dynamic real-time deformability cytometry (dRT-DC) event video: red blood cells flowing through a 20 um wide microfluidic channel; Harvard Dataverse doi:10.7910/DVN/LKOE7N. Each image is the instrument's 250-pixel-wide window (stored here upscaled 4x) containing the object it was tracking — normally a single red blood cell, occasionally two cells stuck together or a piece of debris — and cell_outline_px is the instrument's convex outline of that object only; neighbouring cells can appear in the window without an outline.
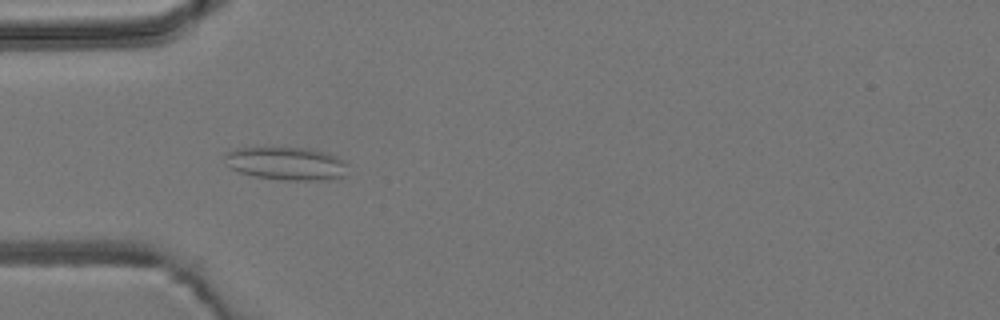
{"species": "common noctule bat (a hibernating species)", "species_latin": "Nyctalus noctula", "temperature_condition": "room temperature", "stored_images_in_passage": 3, "camera_frame_rate_fps": 3000, "um_per_image_px": 0.085, "animal": {"sex": "male", "body_mass_g": 19.2, "forearm_length_mm": 51.8}, "frame": {"image": 1, "passage_image": 3, "time_ms": 2.0, "image_size_px": [1000, 320], "cell_outline_px": [[348, 164], [344, 176], [336, 180], [280, 180], [256, 176], [240, 172], [224, 164], [224, 152], [236, 148], [308, 148], [324, 152], [336, 156], [344, 160]], "centroid_in_image_um": [24.35, 13.91], "position_along_channel_um": 60.7, "area_um2": 23.93}}